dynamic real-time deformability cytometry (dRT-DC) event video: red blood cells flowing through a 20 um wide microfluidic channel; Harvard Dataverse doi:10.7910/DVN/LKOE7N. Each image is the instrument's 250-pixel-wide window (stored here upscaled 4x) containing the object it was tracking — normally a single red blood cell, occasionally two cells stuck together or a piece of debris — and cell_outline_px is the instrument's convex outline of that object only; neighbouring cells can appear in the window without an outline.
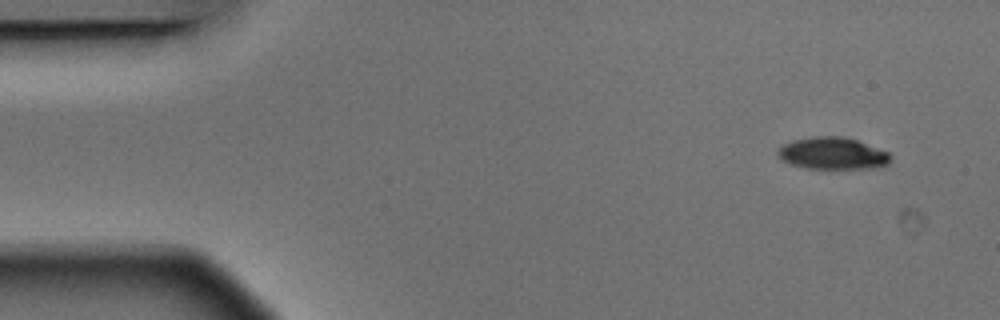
{"species": "Egyptian fruit bat (a non-hibernating species)", "species_latin": "Rousettus aegyptiacus", "temperature_condition": "warm", "stored_images_in_passage": 4, "camera_frame_rate_fps": 3000, "um_per_image_px": 0.085, "animal": {"sex": "male"}, "frame": {"image": 1, "passage_image": 1, "time_ms": 0.0, "image_size_px": [1000, 320], "cell_outline_px": [[892, 156], [888, 164], [876, 168], [804, 168], [792, 164], [784, 160], [776, 152], [784, 144], [792, 140], [812, 136], [844, 136], [856, 140], [888, 152]], "centroid_in_image_um": [70.79, 13.03], "position_along_channel_um": 14.2, "area_um2": 20.87}}
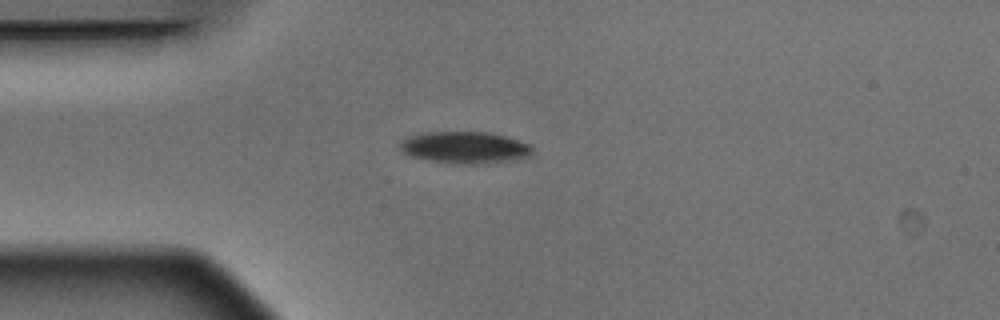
{"frame": {"image": 2, "passage_image": 4, "time_ms": 1.0, "image_size_px": [1000, 320], "cell_outline_px": [[532, 152], [528, 156], [516, 160], [476, 164], [456, 164], [428, 160], [412, 156], [404, 152], [400, 148], [400, 144], [408, 136], [424, 132], [492, 132], [528, 144], [532, 148]], "centroid_in_image_um": [39.51, 12.54], "position_along_channel_um": 45.5, "area_um2": 24.39}}